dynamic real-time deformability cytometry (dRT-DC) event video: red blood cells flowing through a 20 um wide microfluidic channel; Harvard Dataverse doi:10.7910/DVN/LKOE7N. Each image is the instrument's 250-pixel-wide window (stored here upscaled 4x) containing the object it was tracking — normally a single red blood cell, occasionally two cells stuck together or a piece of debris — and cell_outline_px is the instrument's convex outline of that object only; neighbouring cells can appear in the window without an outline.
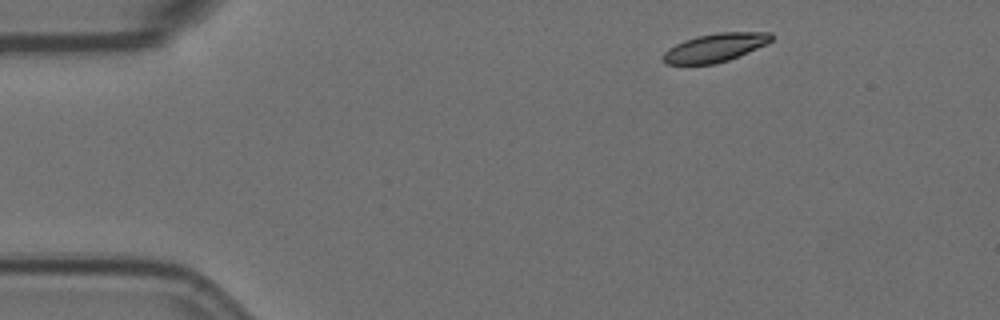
{"species": "Egyptian fruit bat (a non-hibernating species)", "species_latin": "Rousettus aegyptiacus", "temperature_condition": "room temperature", "stored_images_in_passage": 4, "segment_of_instrument_passage": [1, 2], "camera_frame_rate_fps": 3000, "um_per_image_px": 0.085, "animal": {"sex": "female"}, "frame": {"image": 1, "passage_image": 1, "time_ms": 0.0, "image_size_px": [1000, 320], "cell_outline_px": [[772, 40], [756, 48], [728, 60], [716, 64], [668, 64], [664, 60], [664, 52], [668, 48], [684, 40], [696, 36], [716, 32], [772, 32]], "centroid_in_image_um": [60.77, 4.03], "position_along_channel_um": 24.2, "area_um2": 17.69}}